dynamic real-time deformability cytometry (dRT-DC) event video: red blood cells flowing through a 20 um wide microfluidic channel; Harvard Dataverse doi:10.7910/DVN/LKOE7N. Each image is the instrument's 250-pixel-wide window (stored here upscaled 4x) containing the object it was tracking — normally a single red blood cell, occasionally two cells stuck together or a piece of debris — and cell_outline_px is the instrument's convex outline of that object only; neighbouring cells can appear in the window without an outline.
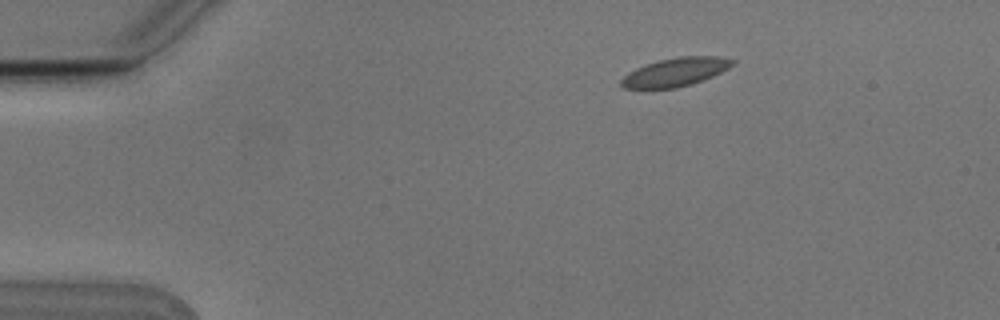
{"species": "Egyptian fruit bat (a non-hibernating species)", "species_latin": "Rousettus aegyptiacus", "temperature_condition": "cold", "stored_images_in_passage": 3, "camera_frame_rate_fps": 3000, "um_per_image_px": 0.085, "animal": {"sex": "male"}, "frame": {"image": 1, "passage_image": 1, "time_ms": 0.0, "image_size_px": [1000, 320], "cell_outline_px": [[736, 64], [712, 76], [692, 84], [676, 88], [624, 88], [620, 84], [620, 80], [628, 72], [644, 64], [660, 60], [680, 56], [720, 56], [736, 60]], "centroid_in_image_um": [57.43, 6.11], "position_along_channel_um": 27.6, "area_um2": 18.5}}